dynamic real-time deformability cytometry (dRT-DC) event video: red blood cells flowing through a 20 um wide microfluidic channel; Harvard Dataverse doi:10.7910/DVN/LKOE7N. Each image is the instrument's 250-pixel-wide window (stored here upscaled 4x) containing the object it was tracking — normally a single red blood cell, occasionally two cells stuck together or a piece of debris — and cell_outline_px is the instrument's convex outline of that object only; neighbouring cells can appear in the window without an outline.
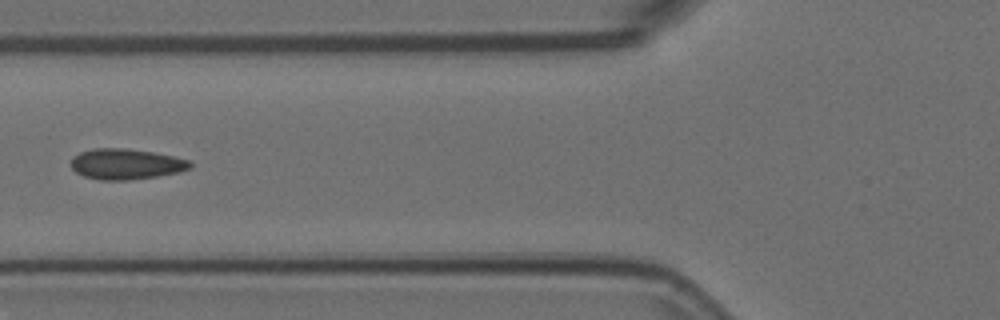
{"species": "Egyptian fruit bat (a non-hibernating species)", "species_latin": "Rousettus aegyptiacus", "temperature_condition": "room temperature", "stored_images_in_passage": 6, "camera_frame_rate_fps": 3000, "um_per_image_px": 0.085, "animal": {"sex": "female"}, "frame": {"image": 1, "passage_image": 6, "time_ms": 1.667, "image_size_px": [1000, 320], "cell_outline_px": [[192, 168], [180, 172], [156, 176], [128, 180], [100, 180], [84, 176], [76, 172], [72, 168], [72, 156], [80, 152], [92, 148], [124, 148], [152, 152], [172, 156], [188, 160], [192, 164]], "centroid_in_image_um": [10.7, 13.94], "position_along_channel_um": 115.1, "area_um2": 21.21}}